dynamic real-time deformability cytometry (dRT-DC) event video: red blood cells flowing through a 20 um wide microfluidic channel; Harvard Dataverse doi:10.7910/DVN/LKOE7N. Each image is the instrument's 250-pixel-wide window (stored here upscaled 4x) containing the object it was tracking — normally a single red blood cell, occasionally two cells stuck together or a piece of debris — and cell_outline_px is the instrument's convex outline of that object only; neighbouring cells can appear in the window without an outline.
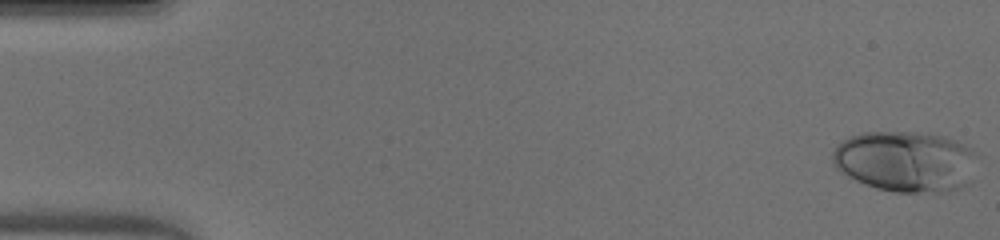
{"species": "human", "species_latin": "Homo sapiens", "temperature_condition": "warm", "stored_images_in_passage": 50, "camera_frame_rate_fps": 3000, "um_per_image_px": 0.085, "donor": {"sex": "male"}, "frame": {"image": 1, "passage_image": 1, "time_ms": 0.0, "image_size_px": [1000, 240], "cell_outline_px": [[976, 156], [968, 184], [960, 188], [944, 192], [896, 192], [876, 188], [864, 184], [840, 172], [832, 164], [832, 152], [836, 144], [848, 136], [860, 132], [912, 132], [944, 136], [956, 140], [972, 148], [976, 152]], "centroid_in_image_um": [76.93, 13.71], "position_along_channel_um": 8.1, "area_um2": 51.73}}
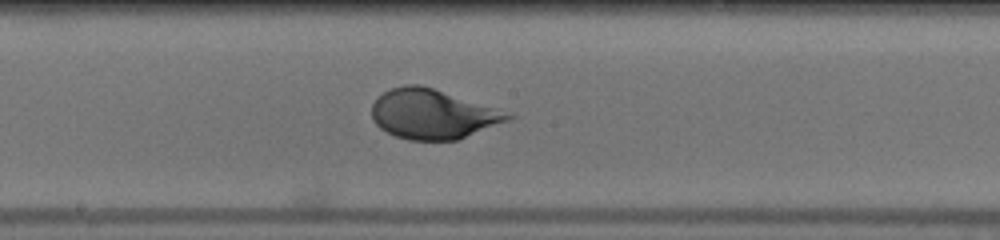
{"frame": {"image": 2, "passage_image": 27, "time_ms": 8.667, "image_size_px": [1000, 240], "cell_outline_px": [[516, 116], [508, 120], [460, 140], [408, 140], [396, 136], [380, 128], [372, 120], [372, 104], [384, 92], [392, 88], [404, 84], [420, 84], [496, 108]], "centroid_in_image_um": [36.77, 9.71], "position_along_channel_um": 211.4, "area_um2": 39.13}}
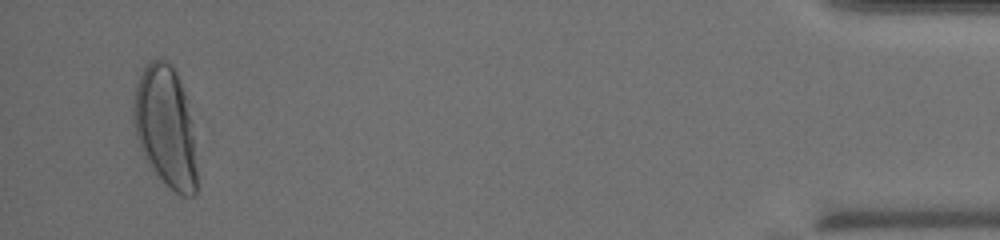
{"frame": {"image": 3, "passage_image": 48, "time_ms": 15.667, "image_size_px": [1000, 240], "cell_outline_px": [[196, 192], [192, 196], [180, 196], [148, 164], [140, 148], [136, 136], [132, 120], [132, 104], [136, 84], [140, 72], [144, 64], [148, 60], [164, 60], [172, 64], [176, 72], [184, 92], [192, 120], [196, 168]], "centroid_in_image_um": [14.04, 10.72], "position_along_channel_um": 421.2, "area_um2": 44.8}, "authors_computed_cell_mechanics": {"area_um2": 41.5871, "velocity_mm_per_s": 4.1044, "shape_relaxation_time_tau1_ms": 3.2406, "shape_relaxation_time_tau2_ms": null, "deformation_change_tau1": 0.2008, "deformation_change_tau2": null}}